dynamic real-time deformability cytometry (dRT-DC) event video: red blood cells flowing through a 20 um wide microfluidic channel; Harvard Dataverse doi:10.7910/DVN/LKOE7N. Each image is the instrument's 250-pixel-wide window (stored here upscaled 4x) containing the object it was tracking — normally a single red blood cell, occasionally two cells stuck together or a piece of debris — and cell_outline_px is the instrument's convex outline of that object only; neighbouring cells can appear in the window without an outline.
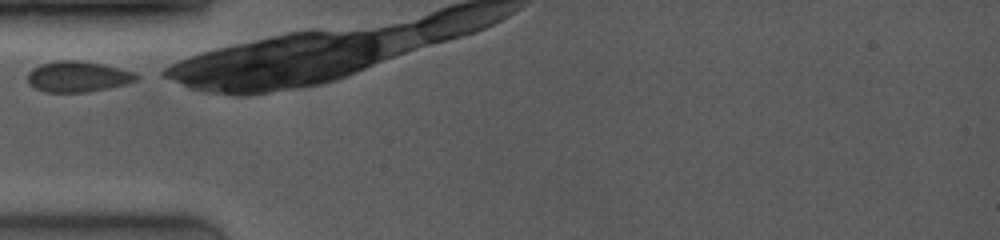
{"species": "common noctule bat (a hibernating species)", "species_latin": "Nyctalus noctula", "temperature_condition": "room temperature", "stored_images_in_passage": 19, "camera_frame_rate_fps": 4000, "um_per_image_px": 0.085, "animal": {"sex": "female", "body_mass_g": 19.0, "forearm_length_mm": 53.3}, "frame": {"image": 1, "passage_image": 1, "time_ms": 0.0, "image_size_px": [1000, 240], "cell_outline_px": [[144, 76], [128, 84], [88, 92], [44, 92], [28, 84], [28, 72], [32, 68], [40, 64], [56, 60], [80, 60], [100, 64], [136, 72]], "centroid_in_image_um": [6.64, 6.51], "position_along_channel_um": 78.4, "area_um2": 19.77}}